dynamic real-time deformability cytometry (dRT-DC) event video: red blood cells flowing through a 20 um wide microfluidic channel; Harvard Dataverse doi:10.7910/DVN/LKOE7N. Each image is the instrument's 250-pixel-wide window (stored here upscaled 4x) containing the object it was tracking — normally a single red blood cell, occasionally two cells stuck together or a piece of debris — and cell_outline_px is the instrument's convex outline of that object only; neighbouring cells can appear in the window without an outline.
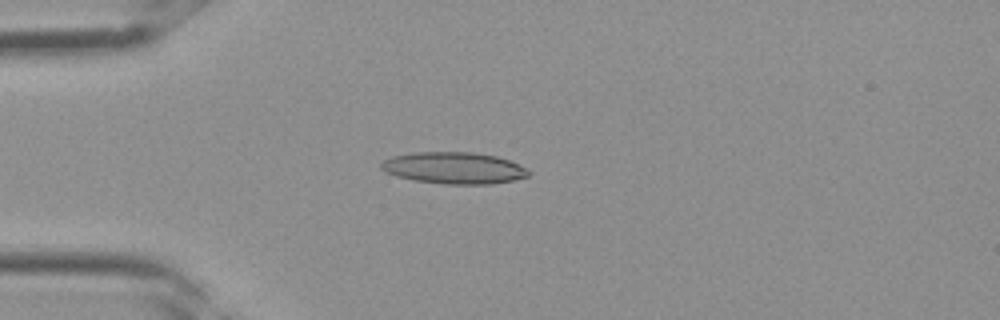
{"species": "Egyptian fruit bat (a non-hibernating species)", "species_latin": "Rousettus aegyptiacus", "temperature_condition": "room temperature", "stored_images_in_passage": 1, "camera_frame_rate_fps": 3000, "um_per_image_px": 0.085, "frame": {"image": 1, "passage_image": 1, "time_ms": 0.0, "image_size_px": [1000, 320], "cell_outline_px": [[532, 172], [528, 176], [512, 180], [492, 184], [444, 184], [412, 180], [396, 176], [384, 172], [380, 168], [380, 164], [384, 160], [392, 156], [416, 152], [472, 152], [496, 156], [508, 160], [528, 168]], "centroid_in_image_um": [38.57, 14.28], "position_along_channel_um": 46.4, "area_um2": 27.34}}